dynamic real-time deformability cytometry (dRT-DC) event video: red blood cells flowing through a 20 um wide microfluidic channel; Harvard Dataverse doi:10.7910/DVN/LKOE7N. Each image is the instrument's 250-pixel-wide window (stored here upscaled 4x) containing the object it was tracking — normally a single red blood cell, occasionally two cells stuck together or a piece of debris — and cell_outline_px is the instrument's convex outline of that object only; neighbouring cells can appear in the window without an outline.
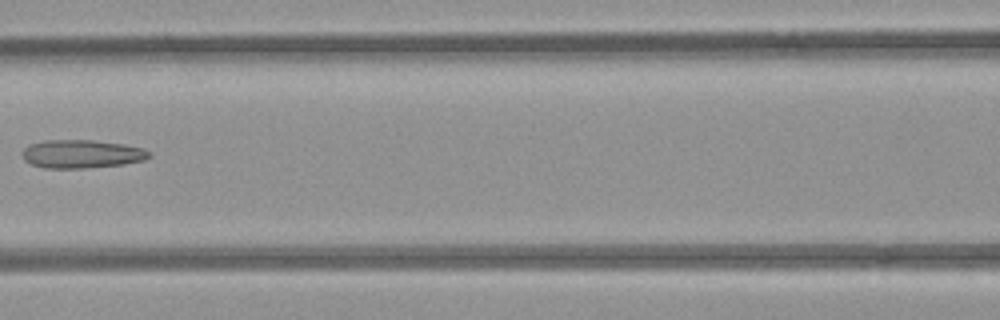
{"species": "common noctule bat (a hibernating species)", "species_latin": "Nyctalus noctula", "temperature_condition": "room temperature", "stored_images_in_passage": 6, "camera_frame_rate_fps": 3000, "um_per_image_px": 0.085, "animal": {"sex": "female", "body_mass_g": 21.9}, "frame": {"image": 1, "passage_image": 5, "time_ms": 4.667, "image_size_px": [1000, 320], "cell_outline_px": [[152, 156], [144, 160], [124, 164], [84, 168], [44, 168], [32, 164], [24, 160], [20, 152], [24, 148], [32, 144], [44, 140], [92, 140], [124, 144], [144, 148], [152, 152]], "centroid_in_image_um": [6.97, 13.08], "position_along_channel_um": 159.6, "area_um2": 21.1}}
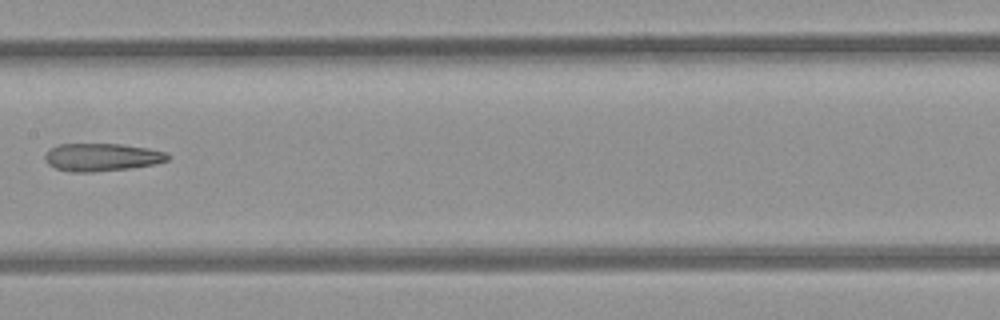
{"frame": {"image": 2, "passage_image": 6, "time_ms": 5.667, "image_size_px": [1000, 320], "cell_outline_px": [[168, 160], [156, 164], [132, 168], [92, 172], [68, 172], [56, 168], [48, 164], [44, 160], [44, 156], [52, 148], [60, 144], [120, 144], [148, 148], [168, 152]], "centroid_in_image_um": [8.67, 13.37], "position_along_channel_um": 198.7, "area_um2": 19.94}}